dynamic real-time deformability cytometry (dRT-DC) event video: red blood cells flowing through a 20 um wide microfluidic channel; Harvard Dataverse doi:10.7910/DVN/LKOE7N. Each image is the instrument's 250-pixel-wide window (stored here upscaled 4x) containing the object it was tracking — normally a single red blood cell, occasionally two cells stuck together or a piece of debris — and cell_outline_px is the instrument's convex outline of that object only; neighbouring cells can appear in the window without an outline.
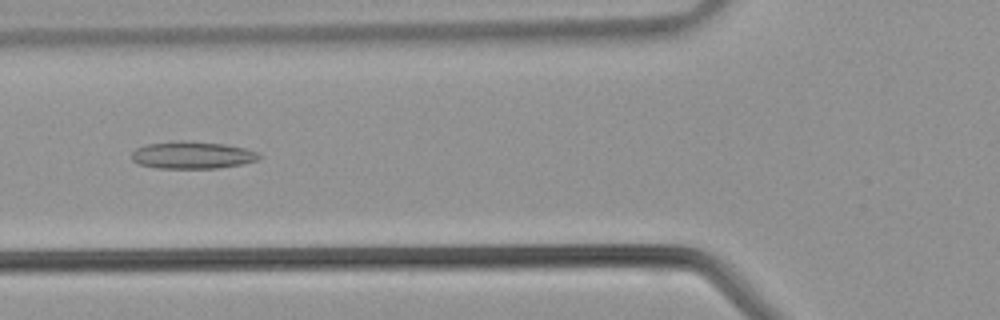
{"species": "common noctule bat (a hibernating species)", "species_latin": "Nyctalus noctula", "temperature_condition": "warm", "stored_images_in_passage": 24, "camera_frame_rate_fps": 3000, "um_per_image_px": 0.085, "animal": {"sex": "male", "body_mass_g": 21.5, "forearm_length_mm": 52.0}, "frame": {"image": 1, "passage_image": 15, "time_ms": 4.667, "image_size_px": [1000, 320], "cell_outline_px": [[260, 160], [244, 164], [220, 168], [156, 168], [140, 164], [132, 160], [132, 152], [136, 148], [148, 144], [224, 144], [244, 148], [256, 152], [260, 156]], "centroid_in_image_um": [16.4, 13.25], "position_along_channel_um": 109.4, "area_um2": 19.13}}
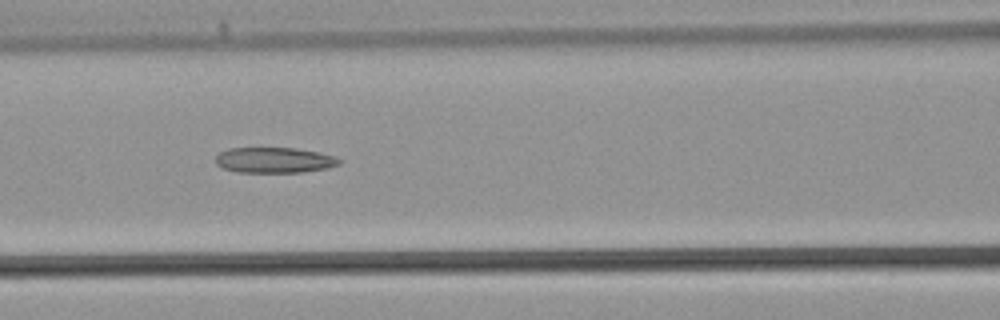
{"frame": {"image": 2, "passage_image": 17, "time_ms": 5.333, "image_size_px": [1000, 320], "cell_outline_px": [[344, 160], [340, 164], [328, 168], [300, 172], [236, 172], [224, 168], [216, 164], [216, 156], [220, 152], [228, 148], [296, 148], [320, 152]], "centroid_in_image_um": [23.34, 13.61], "position_along_channel_um": 143.3, "area_um2": 18.44}}
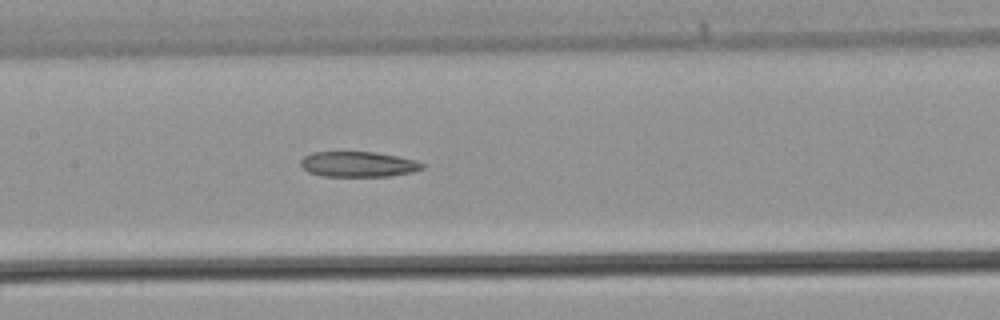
{"frame": {"image": 3, "passage_image": 19, "time_ms": 6.0, "image_size_px": [1000, 320], "cell_outline_px": [[424, 168], [412, 172], [388, 176], [324, 176], [308, 172], [300, 164], [300, 160], [304, 156], [312, 152], [376, 152], [416, 160], [424, 164]], "centroid_in_image_um": [30.44, 13.96], "position_along_channel_um": 177.0, "area_um2": 17.92}}